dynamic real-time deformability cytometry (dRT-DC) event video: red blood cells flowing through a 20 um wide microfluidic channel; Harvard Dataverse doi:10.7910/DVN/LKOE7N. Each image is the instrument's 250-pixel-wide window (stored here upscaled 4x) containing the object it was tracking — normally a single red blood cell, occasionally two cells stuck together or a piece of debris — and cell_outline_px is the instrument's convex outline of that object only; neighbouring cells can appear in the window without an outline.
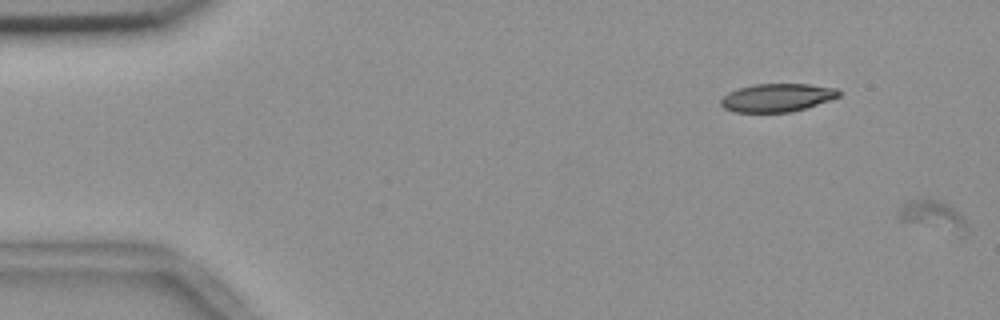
{"species": "common noctule bat (a hibernating species)", "species_latin": "Nyctalus noctula", "temperature_condition": "room temperature", "stored_images_in_passage": 2, "segment_of_instrument_passage": [2, 2], "camera_frame_rate_fps": 3000, "um_per_image_px": 0.085, "animal": {"sex": "female", "body_mass_g": 18.4}, "frame": {"image": 1, "passage_image": 2, "time_ms": 0.333, "image_size_px": [1000, 320], "cell_outline_px": [[964, 228], [960, 236], [904, 220], [896, 216], [896, 212], [904, 204], [916, 200], [940, 200], [956, 212], [964, 220]], "centroid_in_image_um": [79.26, 18.34], "position_along_channel_um": 5.7, "area_um2": 11.04}}